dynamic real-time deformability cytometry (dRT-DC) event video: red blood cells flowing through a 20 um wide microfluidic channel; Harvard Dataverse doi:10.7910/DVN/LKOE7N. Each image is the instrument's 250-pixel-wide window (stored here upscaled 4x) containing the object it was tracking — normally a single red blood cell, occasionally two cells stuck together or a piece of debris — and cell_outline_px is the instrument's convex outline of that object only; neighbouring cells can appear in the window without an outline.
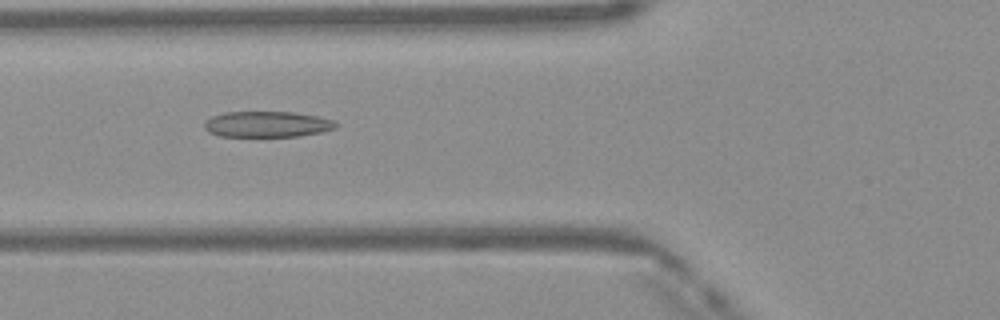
{"species": "Egyptian fruit bat (a non-hibernating species)", "species_latin": "Rousettus aegyptiacus", "temperature_condition": "warm", "stored_images_in_passage": 45, "camera_frame_rate_fps": 3000, "um_per_image_px": 0.085, "frame": {"image": 1, "passage_image": 14, "time_ms": 4.333, "image_size_px": [1000, 320], "cell_outline_px": [[340, 124], [336, 128], [320, 132], [300, 136], [220, 136], [208, 132], [204, 128], [204, 124], [212, 116], [224, 112], [292, 112], [316, 116], [332, 120]], "centroid_in_image_um": [22.71, 10.56], "position_along_channel_um": 103.1, "area_um2": 19.71}}
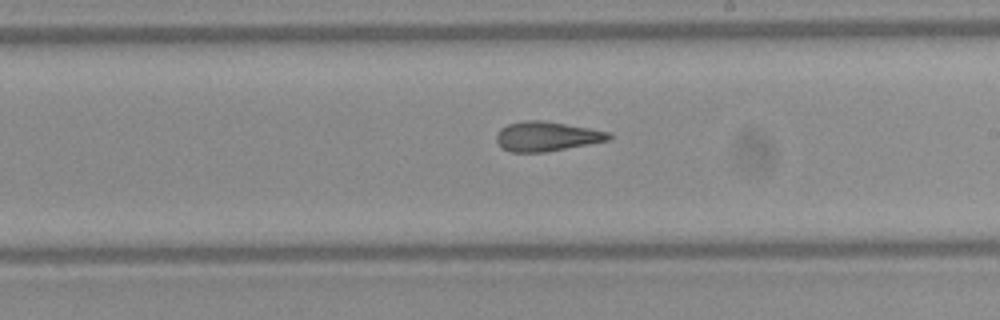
{"frame": {"image": 2, "passage_image": 24, "time_ms": 7.667, "image_size_px": [1000, 320], "cell_outline_px": [[612, 136], [608, 140], [588, 144], [544, 152], [512, 152], [504, 148], [496, 140], [496, 136], [500, 128], [508, 124], [524, 120], [540, 120], [588, 128], [608, 132]], "centroid_in_image_um": [46.43, 11.59], "position_along_channel_um": 242.6, "area_um2": 18.96}}
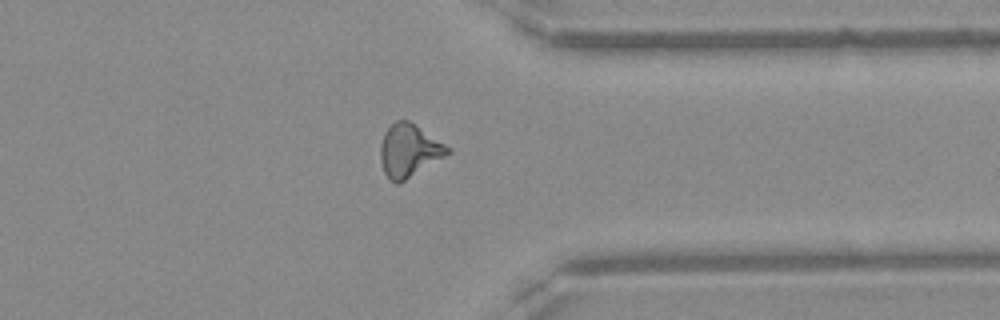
{"frame": {"image": 3, "passage_image": 34, "time_ms": 11.0, "image_size_px": [1000, 320], "cell_outline_px": [[452, 152], [400, 184], [396, 184], [384, 172], [380, 160], [380, 144], [384, 132], [396, 120], [408, 120], [452, 148]], "centroid_in_image_um": [34.78, 12.81], "position_along_channel_um": 376.6, "area_um2": 20.75}, "authors_computed_cell_mechanics": {"area_um2": 19.8254, "velocity_mm_per_s": 4.1665, "shape_relaxation_time_tau1_ms": null, "shape_relaxation_time_tau2_ms": 2.3402, "deformation_change_tau1": null, "deformation_change_tau2": 0.1177}}